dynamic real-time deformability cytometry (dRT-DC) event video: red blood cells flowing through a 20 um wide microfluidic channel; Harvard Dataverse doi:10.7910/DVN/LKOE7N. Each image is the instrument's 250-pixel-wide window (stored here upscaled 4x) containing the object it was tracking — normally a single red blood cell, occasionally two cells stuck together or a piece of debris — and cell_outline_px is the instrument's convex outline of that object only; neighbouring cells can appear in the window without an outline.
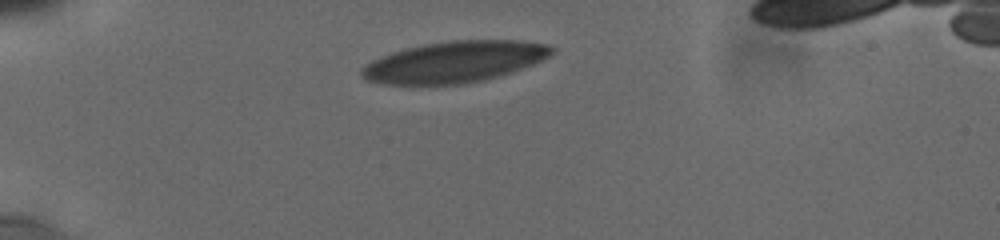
{"species": "human", "species_latin": "Homo sapiens", "temperature_condition": "cold", "stored_images_in_passage": 23, "camera_frame_rate_fps": 3000, "um_per_image_px": 0.085, "donor": {"sex": "male"}, "frame": {"image": 1, "passage_image": 1, "time_ms": 0.0, "image_size_px": [1000, 240], "cell_outline_px": [[556, 52], [544, 60], [512, 72], [488, 80], [464, 84], [384, 84], [368, 80], [360, 76], [360, 68], [372, 60], [392, 52], [404, 48], [424, 44], [452, 40], [520, 40], [548, 44], [556, 48]], "centroid_in_image_um": [38.68, 5.26], "position_along_channel_um": 46.3, "area_um2": 46.12}}
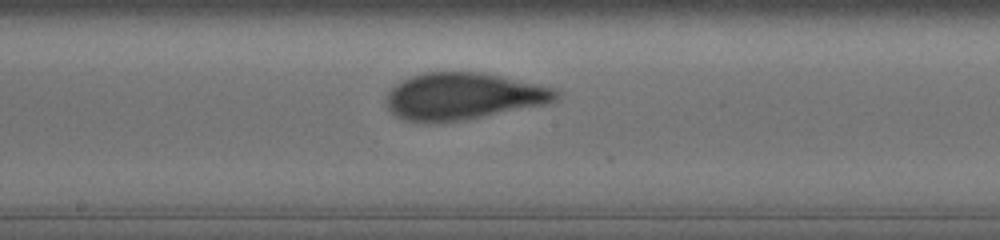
{"frame": {"image": 2, "passage_image": 10, "time_ms": 5.333, "image_size_px": [1000, 240], "cell_outline_px": [[564, 92], [556, 100], [548, 104], [464, 120], [428, 124], [404, 120], [396, 116], [388, 108], [388, 92], [400, 80], [424, 72], [480, 72], [540, 84], [556, 88]], "centroid_in_image_um": [39.42, 8.19], "position_along_channel_um": 208.8, "area_um2": 46.88}}
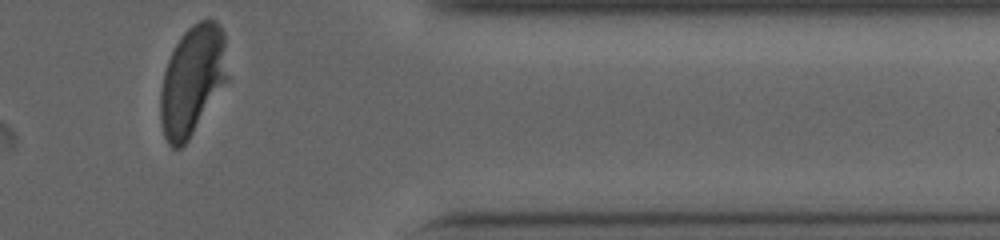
{"frame": {"image": 3, "passage_image": 23, "time_ms": 10.667, "image_size_px": [1000, 240], "cell_outline_px": [[228, 80], [188, 140], [180, 148], [172, 148], [168, 144], [164, 136], [160, 120], [160, 92], [164, 72], [168, 60], [180, 36], [192, 24], [208, 16], [216, 20], [220, 24], [224, 32], [228, 76]], "centroid_in_image_um": [16.36, 6.79], "position_along_channel_um": 395.0, "area_um2": 43.23}, "authors_computed_cell_mechanics": {"area_um2": 46.0666, "velocity_mm_per_s": 3.7477, "shape_relaxation_time_tau1_ms": 6.6098, "shape_relaxation_time_tau2_ms": null, "deformation_change_tau1": 0.2012, "deformation_change_tau2": null}}